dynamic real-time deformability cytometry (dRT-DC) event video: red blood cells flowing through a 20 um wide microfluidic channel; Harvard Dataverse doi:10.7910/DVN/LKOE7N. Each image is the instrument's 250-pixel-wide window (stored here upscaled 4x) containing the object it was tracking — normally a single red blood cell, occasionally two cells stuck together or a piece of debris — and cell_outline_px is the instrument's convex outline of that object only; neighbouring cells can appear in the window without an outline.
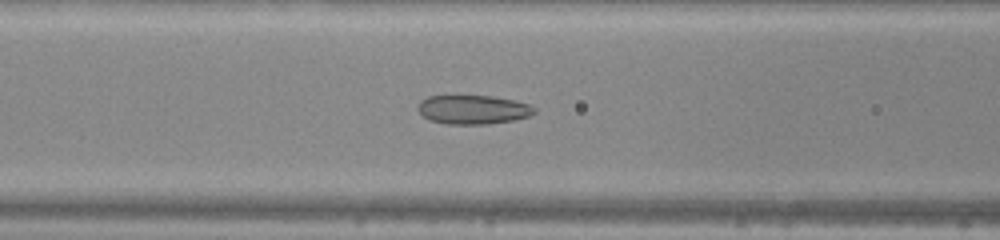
{"species": "common noctule bat (a hibernating species)", "species_latin": "Nyctalus noctula", "temperature_condition": "warm", "stored_images_in_passage": 47, "camera_frame_rate_fps": 3000, "um_per_image_px": 0.085, "animal": {"sex": "male", "body_mass_g": 20.0, "forearm_length_mm": 53.3}, "frame": {"image": 1, "passage_image": 20, "time_ms": 6.333, "image_size_px": [1000, 240], "cell_outline_px": [[536, 112], [528, 116], [512, 120], [488, 124], [444, 124], [428, 120], [416, 108], [420, 100], [428, 96], [492, 96], [512, 100], [528, 104], [536, 108]], "centroid_in_image_um": [40.17, 9.32], "position_along_channel_um": 126.4, "area_um2": 19.65}}
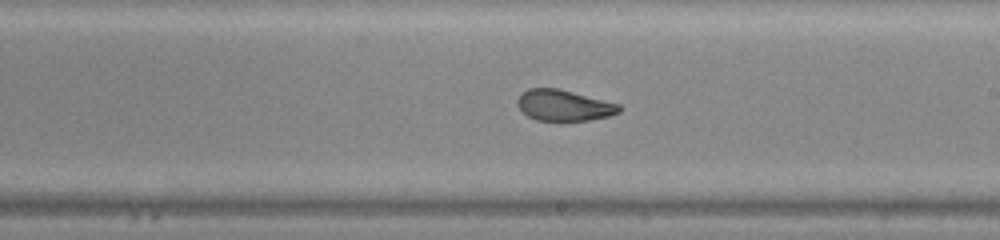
{"frame": {"image": 2, "passage_image": 28, "time_ms": 9.0, "image_size_px": [1000, 240], "cell_outline_px": [[620, 112], [608, 116], [588, 120], [536, 120], [528, 116], [516, 104], [516, 100], [528, 88], [560, 88], [620, 104]], "centroid_in_image_um": [47.93, 8.94], "position_along_channel_um": 241.1, "area_um2": 18.26}}
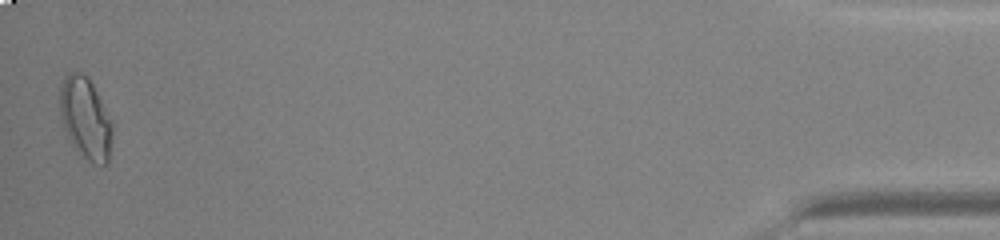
{"frame": {"image": 3, "passage_image": 47, "time_ms": 15.333, "image_size_px": [1000, 240], "cell_outline_px": [[112, 136], [108, 164], [92, 164], [80, 156], [72, 144], [64, 128], [60, 116], [60, 88], [64, 76], [68, 72], [84, 72], [88, 76], [112, 120]], "centroid_in_image_um": [7.27, 10.06], "position_along_channel_um": 427.9, "area_um2": 25.26}, "authors_computed_cell_mechanics": {"area_um2": 20.808, "velocity_mm_per_s": 4.3114, "shape_relaxation_time_tau1_ms": null, "shape_relaxation_time_tau2_ms": 0.799, "deformation_change_tau1": null, "deformation_change_tau2": 0.0671}}